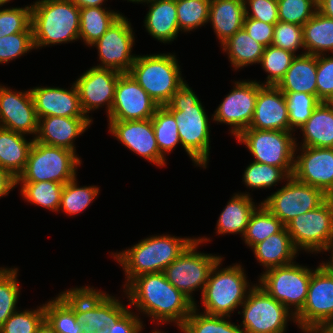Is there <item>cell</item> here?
Returning a JSON list of instances; mask_svg holds the SVG:
<instances>
[{"instance_id": "59", "label": "cell", "mask_w": 333, "mask_h": 333, "mask_svg": "<svg viewBox=\"0 0 333 333\" xmlns=\"http://www.w3.org/2000/svg\"><path fill=\"white\" fill-rule=\"evenodd\" d=\"M331 253L330 255V261L319 263V266H321L328 274L333 275V244L330 243L322 252H328ZM331 251V252H330Z\"/></svg>"}, {"instance_id": "55", "label": "cell", "mask_w": 333, "mask_h": 333, "mask_svg": "<svg viewBox=\"0 0 333 333\" xmlns=\"http://www.w3.org/2000/svg\"><path fill=\"white\" fill-rule=\"evenodd\" d=\"M135 313L128 310L116 323L104 327L105 333H138L143 321Z\"/></svg>"}, {"instance_id": "28", "label": "cell", "mask_w": 333, "mask_h": 333, "mask_svg": "<svg viewBox=\"0 0 333 333\" xmlns=\"http://www.w3.org/2000/svg\"><path fill=\"white\" fill-rule=\"evenodd\" d=\"M251 249L265 271L293 263L299 254L286 227L255 244Z\"/></svg>"}, {"instance_id": "3", "label": "cell", "mask_w": 333, "mask_h": 333, "mask_svg": "<svg viewBox=\"0 0 333 333\" xmlns=\"http://www.w3.org/2000/svg\"><path fill=\"white\" fill-rule=\"evenodd\" d=\"M195 239L194 236L182 238L169 234L153 235L122 252H111L126 275L123 287L140 275L163 272Z\"/></svg>"}, {"instance_id": "36", "label": "cell", "mask_w": 333, "mask_h": 333, "mask_svg": "<svg viewBox=\"0 0 333 333\" xmlns=\"http://www.w3.org/2000/svg\"><path fill=\"white\" fill-rule=\"evenodd\" d=\"M199 305L186 318L181 326L183 333H246L240 325L230 322V316L208 315L198 312Z\"/></svg>"}, {"instance_id": "39", "label": "cell", "mask_w": 333, "mask_h": 333, "mask_svg": "<svg viewBox=\"0 0 333 333\" xmlns=\"http://www.w3.org/2000/svg\"><path fill=\"white\" fill-rule=\"evenodd\" d=\"M44 319L56 333H83L74 309L60 296L44 304Z\"/></svg>"}, {"instance_id": "6", "label": "cell", "mask_w": 333, "mask_h": 333, "mask_svg": "<svg viewBox=\"0 0 333 333\" xmlns=\"http://www.w3.org/2000/svg\"><path fill=\"white\" fill-rule=\"evenodd\" d=\"M175 53L137 55L128 72L159 105L168 104L186 82Z\"/></svg>"}, {"instance_id": "18", "label": "cell", "mask_w": 333, "mask_h": 333, "mask_svg": "<svg viewBox=\"0 0 333 333\" xmlns=\"http://www.w3.org/2000/svg\"><path fill=\"white\" fill-rule=\"evenodd\" d=\"M122 73L105 68L91 67L74 82L83 113L92 122L89 113L106 106L108 116L114 102L115 89Z\"/></svg>"}, {"instance_id": "53", "label": "cell", "mask_w": 333, "mask_h": 333, "mask_svg": "<svg viewBox=\"0 0 333 333\" xmlns=\"http://www.w3.org/2000/svg\"><path fill=\"white\" fill-rule=\"evenodd\" d=\"M244 7L245 18L274 25L279 21L277 0H244Z\"/></svg>"}, {"instance_id": "58", "label": "cell", "mask_w": 333, "mask_h": 333, "mask_svg": "<svg viewBox=\"0 0 333 333\" xmlns=\"http://www.w3.org/2000/svg\"><path fill=\"white\" fill-rule=\"evenodd\" d=\"M78 8L103 7L106 0H72Z\"/></svg>"}, {"instance_id": "8", "label": "cell", "mask_w": 333, "mask_h": 333, "mask_svg": "<svg viewBox=\"0 0 333 333\" xmlns=\"http://www.w3.org/2000/svg\"><path fill=\"white\" fill-rule=\"evenodd\" d=\"M81 158L75 152L34 140L23 172L16 182L51 181L66 184L77 176Z\"/></svg>"}, {"instance_id": "37", "label": "cell", "mask_w": 333, "mask_h": 333, "mask_svg": "<svg viewBox=\"0 0 333 333\" xmlns=\"http://www.w3.org/2000/svg\"><path fill=\"white\" fill-rule=\"evenodd\" d=\"M23 200L52 212H58L64 184L51 181L16 182Z\"/></svg>"}, {"instance_id": "34", "label": "cell", "mask_w": 333, "mask_h": 333, "mask_svg": "<svg viewBox=\"0 0 333 333\" xmlns=\"http://www.w3.org/2000/svg\"><path fill=\"white\" fill-rule=\"evenodd\" d=\"M302 29L305 54H333V19L316 11Z\"/></svg>"}, {"instance_id": "38", "label": "cell", "mask_w": 333, "mask_h": 333, "mask_svg": "<svg viewBox=\"0 0 333 333\" xmlns=\"http://www.w3.org/2000/svg\"><path fill=\"white\" fill-rule=\"evenodd\" d=\"M285 226L261 202L252 213L242 239L247 247L264 241L272 234L280 232Z\"/></svg>"}, {"instance_id": "26", "label": "cell", "mask_w": 333, "mask_h": 333, "mask_svg": "<svg viewBox=\"0 0 333 333\" xmlns=\"http://www.w3.org/2000/svg\"><path fill=\"white\" fill-rule=\"evenodd\" d=\"M144 3L149 7L144 20L146 31L159 42L172 43L180 34L176 0H150Z\"/></svg>"}, {"instance_id": "62", "label": "cell", "mask_w": 333, "mask_h": 333, "mask_svg": "<svg viewBox=\"0 0 333 333\" xmlns=\"http://www.w3.org/2000/svg\"><path fill=\"white\" fill-rule=\"evenodd\" d=\"M128 2L130 1V2H132V3H137V4H139V3H144V2H147V1H150V0H127Z\"/></svg>"}, {"instance_id": "41", "label": "cell", "mask_w": 333, "mask_h": 333, "mask_svg": "<svg viewBox=\"0 0 333 333\" xmlns=\"http://www.w3.org/2000/svg\"><path fill=\"white\" fill-rule=\"evenodd\" d=\"M77 176L64 184L59 212L62 210L70 216L85 211L100 193L98 186H78Z\"/></svg>"}, {"instance_id": "50", "label": "cell", "mask_w": 333, "mask_h": 333, "mask_svg": "<svg viewBox=\"0 0 333 333\" xmlns=\"http://www.w3.org/2000/svg\"><path fill=\"white\" fill-rule=\"evenodd\" d=\"M1 7L0 37L24 32L31 25V4L25 7Z\"/></svg>"}, {"instance_id": "43", "label": "cell", "mask_w": 333, "mask_h": 333, "mask_svg": "<svg viewBox=\"0 0 333 333\" xmlns=\"http://www.w3.org/2000/svg\"><path fill=\"white\" fill-rule=\"evenodd\" d=\"M211 0H176L177 20L180 31L196 30L209 21Z\"/></svg>"}, {"instance_id": "29", "label": "cell", "mask_w": 333, "mask_h": 333, "mask_svg": "<svg viewBox=\"0 0 333 333\" xmlns=\"http://www.w3.org/2000/svg\"><path fill=\"white\" fill-rule=\"evenodd\" d=\"M298 54L276 85L282 92H303L317 97V56Z\"/></svg>"}, {"instance_id": "47", "label": "cell", "mask_w": 333, "mask_h": 333, "mask_svg": "<svg viewBox=\"0 0 333 333\" xmlns=\"http://www.w3.org/2000/svg\"><path fill=\"white\" fill-rule=\"evenodd\" d=\"M33 49L35 50L31 25L24 32L0 37V64L9 63Z\"/></svg>"}, {"instance_id": "42", "label": "cell", "mask_w": 333, "mask_h": 333, "mask_svg": "<svg viewBox=\"0 0 333 333\" xmlns=\"http://www.w3.org/2000/svg\"><path fill=\"white\" fill-rule=\"evenodd\" d=\"M295 57L294 53L274 45L265 47L259 64L268 75L266 81L261 84L276 86L284 77Z\"/></svg>"}, {"instance_id": "10", "label": "cell", "mask_w": 333, "mask_h": 333, "mask_svg": "<svg viewBox=\"0 0 333 333\" xmlns=\"http://www.w3.org/2000/svg\"><path fill=\"white\" fill-rule=\"evenodd\" d=\"M292 133L246 128L235 139L248 148L254 161L280 167L292 176L296 155V138Z\"/></svg>"}, {"instance_id": "27", "label": "cell", "mask_w": 333, "mask_h": 333, "mask_svg": "<svg viewBox=\"0 0 333 333\" xmlns=\"http://www.w3.org/2000/svg\"><path fill=\"white\" fill-rule=\"evenodd\" d=\"M244 0H211L209 21L222 45L243 28L245 20Z\"/></svg>"}, {"instance_id": "7", "label": "cell", "mask_w": 333, "mask_h": 333, "mask_svg": "<svg viewBox=\"0 0 333 333\" xmlns=\"http://www.w3.org/2000/svg\"><path fill=\"white\" fill-rule=\"evenodd\" d=\"M59 295L74 309L83 333H96L109 327L129 310L119 298L90 286L72 287Z\"/></svg>"}, {"instance_id": "49", "label": "cell", "mask_w": 333, "mask_h": 333, "mask_svg": "<svg viewBox=\"0 0 333 333\" xmlns=\"http://www.w3.org/2000/svg\"><path fill=\"white\" fill-rule=\"evenodd\" d=\"M279 21L303 26L317 11V0H277Z\"/></svg>"}, {"instance_id": "16", "label": "cell", "mask_w": 333, "mask_h": 333, "mask_svg": "<svg viewBox=\"0 0 333 333\" xmlns=\"http://www.w3.org/2000/svg\"><path fill=\"white\" fill-rule=\"evenodd\" d=\"M295 320L303 333L315 332L323 323L333 320V275L321 266L312 272L305 304Z\"/></svg>"}, {"instance_id": "25", "label": "cell", "mask_w": 333, "mask_h": 333, "mask_svg": "<svg viewBox=\"0 0 333 333\" xmlns=\"http://www.w3.org/2000/svg\"><path fill=\"white\" fill-rule=\"evenodd\" d=\"M38 119L46 116L86 117L75 84L69 89L34 87L30 89Z\"/></svg>"}, {"instance_id": "45", "label": "cell", "mask_w": 333, "mask_h": 333, "mask_svg": "<svg viewBox=\"0 0 333 333\" xmlns=\"http://www.w3.org/2000/svg\"><path fill=\"white\" fill-rule=\"evenodd\" d=\"M18 268L0 267V326L17 311L20 296Z\"/></svg>"}, {"instance_id": "15", "label": "cell", "mask_w": 333, "mask_h": 333, "mask_svg": "<svg viewBox=\"0 0 333 333\" xmlns=\"http://www.w3.org/2000/svg\"><path fill=\"white\" fill-rule=\"evenodd\" d=\"M130 21L123 14L91 47L98 50L100 64L95 67L112 69L120 73H128L136 54L132 55L135 34Z\"/></svg>"}, {"instance_id": "1", "label": "cell", "mask_w": 333, "mask_h": 333, "mask_svg": "<svg viewBox=\"0 0 333 333\" xmlns=\"http://www.w3.org/2000/svg\"><path fill=\"white\" fill-rule=\"evenodd\" d=\"M123 290L128 304L137 308L139 314L142 312L141 315L157 321L158 325L171 322L181 329L195 308V303L172 286L163 272L135 277Z\"/></svg>"}, {"instance_id": "23", "label": "cell", "mask_w": 333, "mask_h": 333, "mask_svg": "<svg viewBox=\"0 0 333 333\" xmlns=\"http://www.w3.org/2000/svg\"><path fill=\"white\" fill-rule=\"evenodd\" d=\"M249 128L290 131L286 97L277 86L263 85L258 90L254 116Z\"/></svg>"}, {"instance_id": "22", "label": "cell", "mask_w": 333, "mask_h": 333, "mask_svg": "<svg viewBox=\"0 0 333 333\" xmlns=\"http://www.w3.org/2000/svg\"><path fill=\"white\" fill-rule=\"evenodd\" d=\"M39 119L30 89L23 92L0 85V127L33 135L38 131Z\"/></svg>"}, {"instance_id": "12", "label": "cell", "mask_w": 333, "mask_h": 333, "mask_svg": "<svg viewBox=\"0 0 333 333\" xmlns=\"http://www.w3.org/2000/svg\"><path fill=\"white\" fill-rule=\"evenodd\" d=\"M242 312V329L246 333H285L288 321L296 325L295 316L258 284L249 291Z\"/></svg>"}, {"instance_id": "60", "label": "cell", "mask_w": 333, "mask_h": 333, "mask_svg": "<svg viewBox=\"0 0 333 333\" xmlns=\"http://www.w3.org/2000/svg\"><path fill=\"white\" fill-rule=\"evenodd\" d=\"M315 333H333V320L323 323Z\"/></svg>"}, {"instance_id": "13", "label": "cell", "mask_w": 333, "mask_h": 333, "mask_svg": "<svg viewBox=\"0 0 333 333\" xmlns=\"http://www.w3.org/2000/svg\"><path fill=\"white\" fill-rule=\"evenodd\" d=\"M285 227L299 252L321 253L333 239V197L294 217Z\"/></svg>"}, {"instance_id": "4", "label": "cell", "mask_w": 333, "mask_h": 333, "mask_svg": "<svg viewBox=\"0 0 333 333\" xmlns=\"http://www.w3.org/2000/svg\"><path fill=\"white\" fill-rule=\"evenodd\" d=\"M80 8L72 0H37L31 4L35 49L79 40ZM78 39V40H77Z\"/></svg>"}, {"instance_id": "5", "label": "cell", "mask_w": 333, "mask_h": 333, "mask_svg": "<svg viewBox=\"0 0 333 333\" xmlns=\"http://www.w3.org/2000/svg\"><path fill=\"white\" fill-rule=\"evenodd\" d=\"M223 258L212 268L209 279L201 295L203 313L217 316H231L240 307L249 291L250 285L241 264L219 268Z\"/></svg>"}, {"instance_id": "31", "label": "cell", "mask_w": 333, "mask_h": 333, "mask_svg": "<svg viewBox=\"0 0 333 333\" xmlns=\"http://www.w3.org/2000/svg\"><path fill=\"white\" fill-rule=\"evenodd\" d=\"M304 147L333 148V102H320L300 128Z\"/></svg>"}, {"instance_id": "48", "label": "cell", "mask_w": 333, "mask_h": 333, "mask_svg": "<svg viewBox=\"0 0 333 333\" xmlns=\"http://www.w3.org/2000/svg\"><path fill=\"white\" fill-rule=\"evenodd\" d=\"M43 320L44 304L34 310H17L0 326V333H36Z\"/></svg>"}, {"instance_id": "17", "label": "cell", "mask_w": 333, "mask_h": 333, "mask_svg": "<svg viewBox=\"0 0 333 333\" xmlns=\"http://www.w3.org/2000/svg\"><path fill=\"white\" fill-rule=\"evenodd\" d=\"M260 83L256 80L235 81L211 119L217 124L230 125V133L237 137L252 122L258 90L263 86Z\"/></svg>"}, {"instance_id": "64", "label": "cell", "mask_w": 333, "mask_h": 333, "mask_svg": "<svg viewBox=\"0 0 333 333\" xmlns=\"http://www.w3.org/2000/svg\"><path fill=\"white\" fill-rule=\"evenodd\" d=\"M10 1L11 0H0V6H4L5 4H7Z\"/></svg>"}, {"instance_id": "19", "label": "cell", "mask_w": 333, "mask_h": 333, "mask_svg": "<svg viewBox=\"0 0 333 333\" xmlns=\"http://www.w3.org/2000/svg\"><path fill=\"white\" fill-rule=\"evenodd\" d=\"M159 105L129 73H122L116 84L114 102L107 120H146Z\"/></svg>"}, {"instance_id": "30", "label": "cell", "mask_w": 333, "mask_h": 333, "mask_svg": "<svg viewBox=\"0 0 333 333\" xmlns=\"http://www.w3.org/2000/svg\"><path fill=\"white\" fill-rule=\"evenodd\" d=\"M258 206L249 192L234 193L218 217L216 233L239 234L242 238L250 217Z\"/></svg>"}, {"instance_id": "24", "label": "cell", "mask_w": 333, "mask_h": 333, "mask_svg": "<svg viewBox=\"0 0 333 333\" xmlns=\"http://www.w3.org/2000/svg\"><path fill=\"white\" fill-rule=\"evenodd\" d=\"M93 122L87 117L46 116L39 119L35 141L76 153L75 139Z\"/></svg>"}, {"instance_id": "51", "label": "cell", "mask_w": 333, "mask_h": 333, "mask_svg": "<svg viewBox=\"0 0 333 333\" xmlns=\"http://www.w3.org/2000/svg\"><path fill=\"white\" fill-rule=\"evenodd\" d=\"M272 45L294 53L304 50L303 29L301 25L278 21L274 27Z\"/></svg>"}, {"instance_id": "61", "label": "cell", "mask_w": 333, "mask_h": 333, "mask_svg": "<svg viewBox=\"0 0 333 333\" xmlns=\"http://www.w3.org/2000/svg\"><path fill=\"white\" fill-rule=\"evenodd\" d=\"M36 333H56L49 323L44 319L38 326Z\"/></svg>"}, {"instance_id": "14", "label": "cell", "mask_w": 333, "mask_h": 333, "mask_svg": "<svg viewBox=\"0 0 333 333\" xmlns=\"http://www.w3.org/2000/svg\"><path fill=\"white\" fill-rule=\"evenodd\" d=\"M286 184L262 201L284 226L294 217L312 211L329 197L320 189L298 181L293 175Z\"/></svg>"}, {"instance_id": "40", "label": "cell", "mask_w": 333, "mask_h": 333, "mask_svg": "<svg viewBox=\"0 0 333 333\" xmlns=\"http://www.w3.org/2000/svg\"><path fill=\"white\" fill-rule=\"evenodd\" d=\"M151 120L160 154L165 158L181 144L176 119L165 106H159Z\"/></svg>"}, {"instance_id": "21", "label": "cell", "mask_w": 333, "mask_h": 333, "mask_svg": "<svg viewBox=\"0 0 333 333\" xmlns=\"http://www.w3.org/2000/svg\"><path fill=\"white\" fill-rule=\"evenodd\" d=\"M109 132L127 149L144 158L153 165L163 167L166 164L159 151L152 120H108Z\"/></svg>"}, {"instance_id": "33", "label": "cell", "mask_w": 333, "mask_h": 333, "mask_svg": "<svg viewBox=\"0 0 333 333\" xmlns=\"http://www.w3.org/2000/svg\"><path fill=\"white\" fill-rule=\"evenodd\" d=\"M221 48L228 55L229 62L236 71L248 65L259 64L265 47L242 28L225 41Z\"/></svg>"}, {"instance_id": "32", "label": "cell", "mask_w": 333, "mask_h": 333, "mask_svg": "<svg viewBox=\"0 0 333 333\" xmlns=\"http://www.w3.org/2000/svg\"><path fill=\"white\" fill-rule=\"evenodd\" d=\"M0 127V166L16 179L23 172L34 138Z\"/></svg>"}, {"instance_id": "20", "label": "cell", "mask_w": 333, "mask_h": 333, "mask_svg": "<svg viewBox=\"0 0 333 333\" xmlns=\"http://www.w3.org/2000/svg\"><path fill=\"white\" fill-rule=\"evenodd\" d=\"M295 154L293 176L333 197V148L298 146L296 139Z\"/></svg>"}, {"instance_id": "54", "label": "cell", "mask_w": 333, "mask_h": 333, "mask_svg": "<svg viewBox=\"0 0 333 333\" xmlns=\"http://www.w3.org/2000/svg\"><path fill=\"white\" fill-rule=\"evenodd\" d=\"M274 27V24H269L252 18H245L243 23V28L247 31L249 36L264 47L272 45Z\"/></svg>"}, {"instance_id": "2", "label": "cell", "mask_w": 333, "mask_h": 333, "mask_svg": "<svg viewBox=\"0 0 333 333\" xmlns=\"http://www.w3.org/2000/svg\"><path fill=\"white\" fill-rule=\"evenodd\" d=\"M165 107L174 115L181 147L194 165L206 169L210 155V122L206 110L185 82Z\"/></svg>"}, {"instance_id": "56", "label": "cell", "mask_w": 333, "mask_h": 333, "mask_svg": "<svg viewBox=\"0 0 333 333\" xmlns=\"http://www.w3.org/2000/svg\"><path fill=\"white\" fill-rule=\"evenodd\" d=\"M16 187V178L0 166V198L7 196Z\"/></svg>"}, {"instance_id": "35", "label": "cell", "mask_w": 333, "mask_h": 333, "mask_svg": "<svg viewBox=\"0 0 333 333\" xmlns=\"http://www.w3.org/2000/svg\"><path fill=\"white\" fill-rule=\"evenodd\" d=\"M106 9V7L80 8L79 39L89 47L122 15L118 11Z\"/></svg>"}, {"instance_id": "44", "label": "cell", "mask_w": 333, "mask_h": 333, "mask_svg": "<svg viewBox=\"0 0 333 333\" xmlns=\"http://www.w3.org/2000/svg\"><path fill=\"white\" fill-rule=\"evenodd\" d=\"M289 177L280 167L252 161L244 170L242 180L249 189H268Z\"/></svg>"}, {"instance_id": "9", "label": "cell", "mask_w": 333, "mask_h": 333, "mask_svg": "<svg viewBox=\"0 0 333 333\" xmlns=\"http://www.w3.org/2000/svg\"><path fill=\"white\" fill-rule=\"evenodd\" d=\"M210 241L211 239L208 237H197L187 249L163 271L171 285L183 292L194 303H196V301L192 296L193 291L201 290L202 295L212 268L218 261L224 258L220 255L197 252L199 245L201 246V244Z\"/></svg>"}, {"instance_id": "65", "label": "cell", "mask_w": 333, "mask_h": 333, "mask_svg": "<svg viewBox=\"0 0 333 333\" xmlns=\"http://www.w3.org/2000/svg\"><path fill=\"white\" fill-rule=\"evenodd\" d=\"M96 333H105V329H100V330L97 331Z\"/></svg>"}, {"instance_id": "52", "label": "cell", "mask_w": 333, "mask_h": 333, "mask_svg": "<svg viewBox=\"0 0 333 333\" xmlns=\"http://www.w3.org/2000/svg\"><path fill=\"white\" fill-rule=\"evenodd\" d=\"M316 82L317 99L320 102H333V55H317Z\"/></svg>"}, {"instance_id": "63", "label": "cell", "mask_w": 333, "mask_h": 333, "mask_svg": "<svg viewBox=\"0 0 333 333\" xmlns=\"http://www.w3.org/2000/svg\"><path fill=\"white\" fill-rule=\"evenodd\" d=\"M143 328H144V326L142 325L141 327H140V330L138 331V333H141L142 332V330H143ZM151 333H164V331H159V330H154V331H152Z\"/></svg>"}, {"instance_id": "57", "label": "cell", "mask_w": 333, "mask_h": 333, "mask_svg": "<svg viewBox=\"0 0 333 333\" xmlns=\"http://www.w3.org/2000/svg\"><path fill=\"white\" fill-rule=\"evenodd\" d=\"M317 11L333 19V0H317Z\"/></svg>"}, {"instance_id": "46", "label": "cell", "mask_w": 333, "mask_h": 333, "mask_svg": "<svg viewBox=\"0 0 333 333\" xmlns=\"http://www.w3.org/2000/svg\"><path fill=\"white\" fill-rule=\"evenodd\" d=\"M289 114L290 132L304 125L311 117L313 110L320 103L315 95L303 92H283Z\"/></svg>"}, {"instance_id": "11", "label": "cell", "mask_w": 333, "mask_h": 333, "mask_svg": "<svg viewBox=\"0 0 333 333\" xmlns=\"http://www.w3.org/2000/svg\"><path fill=\"white\" fill-rule=\"evenodd\" d=\"M313 271L294 261L263 271L258 285L295 316L305 304Z\"/></svg>"}]
</instances>
